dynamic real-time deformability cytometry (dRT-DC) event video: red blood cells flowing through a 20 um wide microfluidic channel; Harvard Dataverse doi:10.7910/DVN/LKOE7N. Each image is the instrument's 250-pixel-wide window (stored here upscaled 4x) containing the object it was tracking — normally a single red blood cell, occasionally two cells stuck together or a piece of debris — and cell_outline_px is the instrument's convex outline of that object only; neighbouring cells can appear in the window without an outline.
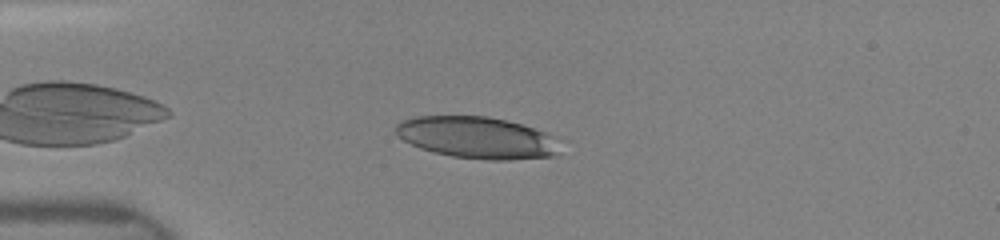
{"species": "human", "species_latin": "Homo sapiens", "temperature_condition": "room temperature", "stored_images_in_passage": 21, "camera_frame_rate_fps": 3000, "um_per_image_px": 0.085, "donor": {"sex": "female"}, "frame": {"image": 1, "passage_image": 4, "time_ms": 1.0, "image_size_px": [1000, 240], "cell_outline_px": [[560, 144], [556, 152], [552, 156], [508, 160], [488, 160], [452, 156], [420, 148], [396, 136], [396, 124], [400, 120], [416, 116], [488, 116], [520, 124], [544, 132], [560, 140]], "centroid_in_image_um": [40.52, 11.69], "position_along_channel_um": 44.5, "area_um2": 39.77}}
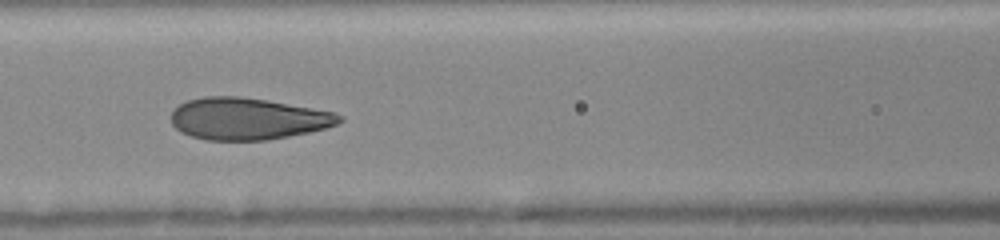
{"frame": {"image": 2, "passage_image": 11, "time_ms": 4.0, "image_size_px": [1000, 240], "cell_outline_px": [[344, 120], [336, 124], [324, 128], [308, 132], [288, 136], [264, 140], [208, 140], [192, 136], [180, 132], [172, 124], [172, 112], [180, 104], [188, 100], [204, 96], [240, 96], [312, 108], [332, 112], [340, 116]], "centroid_in_image_um": [21.02, 10.09], "position_along_channel_um": 145.6, "area_um2": 40.52}}
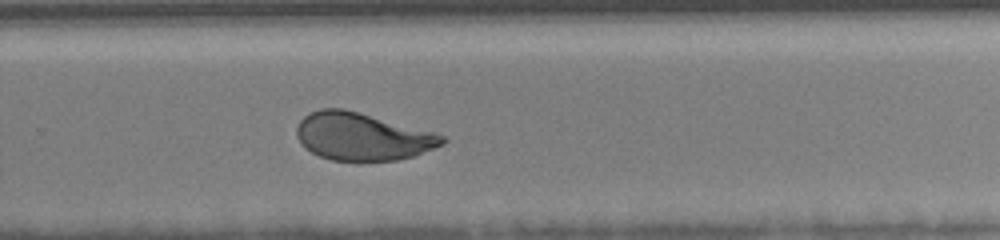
{"frame": {"image": 3, "passage_image": 21, "time_ms": 7.667, "image_size_px": [1000, 240], "cell_outline_px": [[448, 140], [444, 144], [412, 156], [396, 160], [332, 160], [320, 156], [304, 148], [300, 144], [296, 136], [296, 128], [300, 120], [304, 116], [320, 108], [344, 108], [432, 132], [444, 136]], "centroid_in_image_um": [30.75, 11.6], "position_along_channel_um": 299.1, "area_um2": 40.0}}